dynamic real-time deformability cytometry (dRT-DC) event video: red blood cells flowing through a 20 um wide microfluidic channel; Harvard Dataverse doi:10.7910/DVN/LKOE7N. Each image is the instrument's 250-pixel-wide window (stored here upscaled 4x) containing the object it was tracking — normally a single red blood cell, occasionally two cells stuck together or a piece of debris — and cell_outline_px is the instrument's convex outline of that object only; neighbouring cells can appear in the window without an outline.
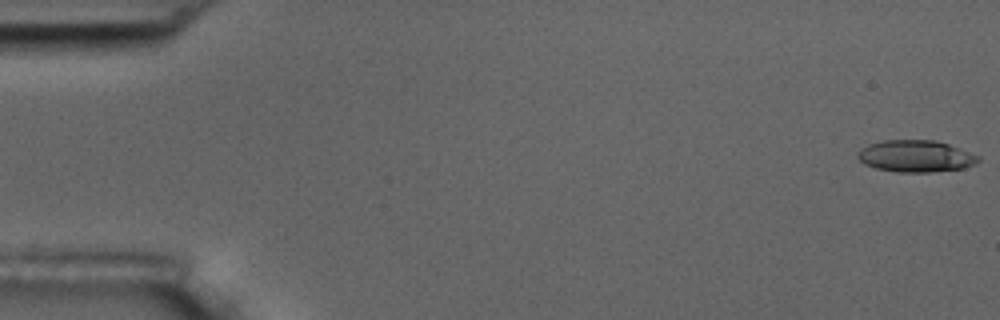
{"species": "common noctule bat (a hibernating species)", "species_latin": "Nyctalus noctula", "temperature_condition": "room temperature", "stored_images_in_passage": 6, "camera_frame_rate_fps": 3000, "um_per_image_px": 0.085, "animal": {"sex": "male", "body_mass_g": 17.5, "forearm_length_mm": 52.3}, "frame": {"image": 1, "passage_image": 1, "time_ms": 0.0, "image_size_px": [1000, 320], "cell_outline_px": [[980, 160], [976, 164], [964, 168], [932, 172], [896, 172], [876, 168], [864, 164], [856, 156], [860, 148], [868, 144], [884, 140], [932, 140], [948, 144], [980, 156]], "centroid_in_image_um": [77.82, 13.28], "position_along_channel_um": 7.2, "area_um2": 22.43}}
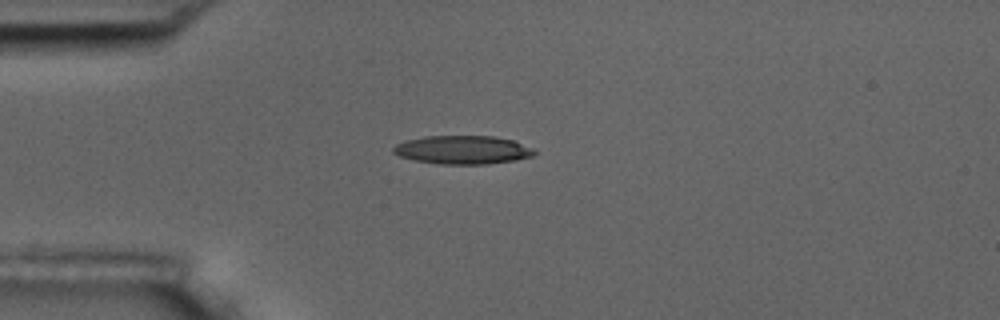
{"frame": {"image": 2, "passage_image": 5, "time_ms": 4.667, "image_size_px": [1000, 320], "cell_outline_px": [[536, 152], [532, 156], [516, 160], [488, 164], [440, 164], [416, 160], [400, 156], [392, 152], [392, 148], [396, 144], [404, 140], [424, 136], [492, 136], [512, 140], [532, 148]], "centroid_in_image_um": [39.3, 12.73], "position_along_channel_um": 45.7, "area_um2": 23.35}}